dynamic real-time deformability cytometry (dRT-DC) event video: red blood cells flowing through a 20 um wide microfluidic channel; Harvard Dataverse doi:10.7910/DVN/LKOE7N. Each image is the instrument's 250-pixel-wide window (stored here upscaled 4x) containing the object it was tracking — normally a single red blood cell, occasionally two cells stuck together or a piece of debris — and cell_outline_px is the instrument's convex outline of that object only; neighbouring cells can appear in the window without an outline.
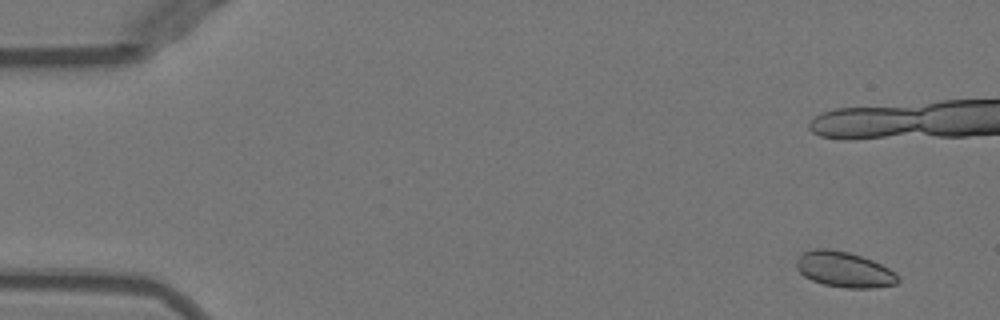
{"species": "Egyptian fruit bat (a non-hibernating species)", "species_latin": "Rousettus aegyptiacus", "temperature_condition": "warm", "stored_images_in_passage": 24, "camera_frame_rate_fps": 3000, "um_per_image_px": 0.085, "animal": {"sex": "female"}, "frame": {"image": 1, "passage_image": 4, "time_ms": 1.0, "image_size_px": [1000, 320], "cell_outline_px": [[900, 280], [896, 284], [872, 288], [848, 288], [824, 284], [812, 280], [804, 276], [796, 268], [796, 260], [804, 252], [816, 248], [824, 248], [848, 252], [872, 260], [896, 272], [900, 276]], "centroid_in_image_um": [71.78, 22.91], "position_along_channel_um": 13.2, "area_um2": 20.92}}